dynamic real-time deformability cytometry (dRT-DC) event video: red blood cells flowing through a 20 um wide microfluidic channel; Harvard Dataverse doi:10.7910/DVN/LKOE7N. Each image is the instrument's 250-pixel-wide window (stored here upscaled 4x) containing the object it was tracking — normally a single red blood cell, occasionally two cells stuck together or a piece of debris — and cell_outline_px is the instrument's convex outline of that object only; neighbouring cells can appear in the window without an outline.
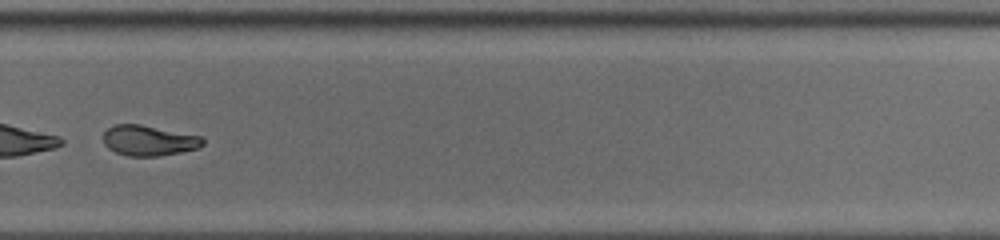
{"species": "common noctule bat (a hibernating species)", "species_latin": "Nyctalus noctula", "temperature_condition": "cold", "stored_images_in_passage": 39, "camera_frame_rate_fps": 3000, "um_per_image_px": 0.085, "animal": {"sex": "male", "body_mass_g": 19.0, "forearm_length_mm": 50.8}, "frame": {"image": 1, "passage_image": 24, "time_ms": 7.667, "image_size_px": [1000, 240], "cell_outline_px": [[204, 144], [200, 148], [160, 156], [128, 156], [116, 152], [108, 148], [104, 144], [104, 132], [112, 124], [140, 124], [200, 136], [204, 140]], "centroid_in_image_um": [12.64, 11.94], "position_along_channel_um": 317.2, "area_um2": 17.63}}
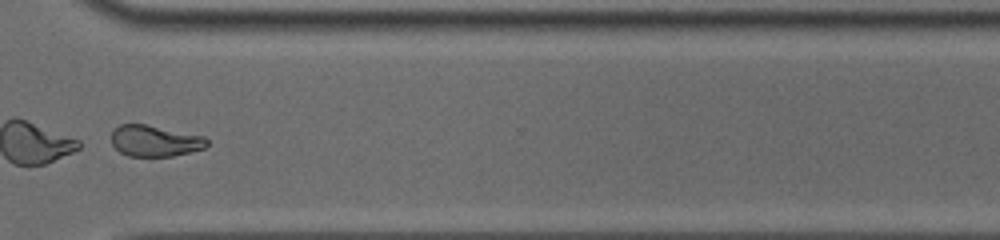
{"frame": {"image": 2, "passage_image": 27, "time_ms": 8.667, "image_size_px": [1000, 240], "cell_outline_px": [[208, 144], [204, 148], [172, 156], [128, 156], [120, 152], [112, 144], [112, 128], [120, 124], [144, 124], [204, 136], [208, 140]], "centroid_in_image_um": [13.13, 11.97], "position_along_channel_um": 357.5, "area_um2": 17.28}}